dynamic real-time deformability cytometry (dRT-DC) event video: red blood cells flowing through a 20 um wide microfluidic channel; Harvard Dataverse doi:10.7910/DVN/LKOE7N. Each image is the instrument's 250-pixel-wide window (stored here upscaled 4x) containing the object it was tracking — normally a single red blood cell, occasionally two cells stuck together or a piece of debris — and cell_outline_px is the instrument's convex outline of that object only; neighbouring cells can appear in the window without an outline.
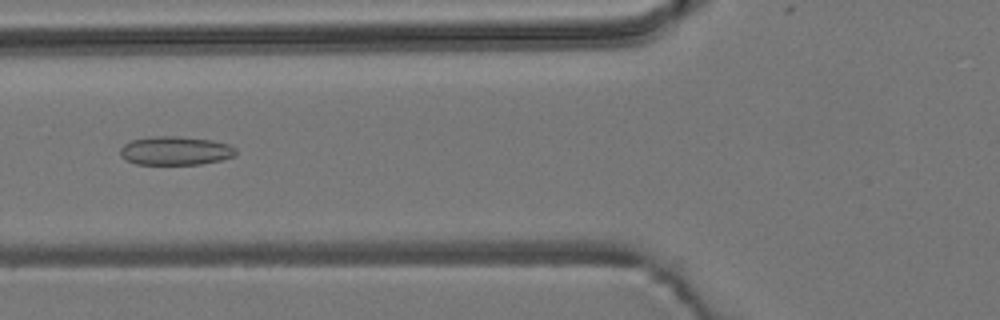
{"species": "common noctule bat (a hibernating species)", "species_latin": "Nyctalus noctula", "temperature_condition": "room temperature", "stored_images_in_passage": 54, "camera_frame_rate_fps": 3000, "um_per_image_px": 0.085, "animal": {"sex": "male", "body_mass_g": 19.2, "forearm_length_mm": 51.8}, "frame": {"image": 1, "passage_image": 21, "time_ms": 6.667, "image_size_px": [1000, 320], "cell_outline_px": [[236, 156], [220, 160], [200, 164], [136, 164], [120, 156], [120, 148], [124, 144], [132, 140], [152, 136], [176, 136], [212, 140], [228, 144], [236, 148]], "centroid_in_image_um": [14.92, 12.81], "position_along_channel_um": 110.9, "area_um2": 19.31}}
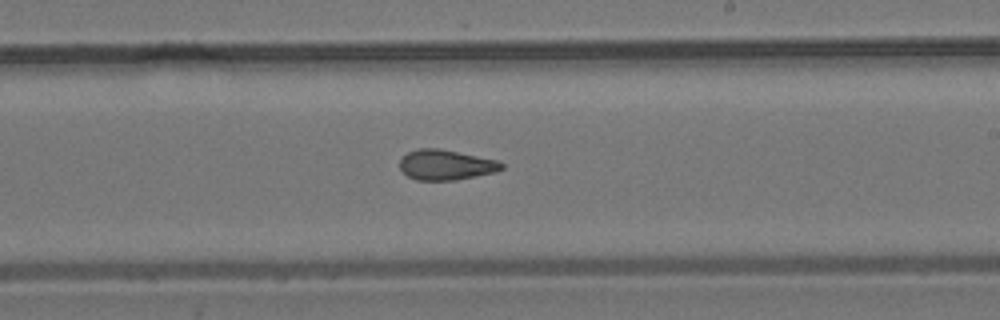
{"frame": {"image": 2, "passage_image": 32, "time_ms": 10.333, "image_size_px": [1000, 320], "cell_outline_px": [[504, 168], [496, 172], [456, 180], [416, 180], [408, 176], [400, 168], [400, 160], [408, 152], [416, 148], [440, 148], [500, 160], [504, 164]], "centroid_in_image_um": [37.94, 14.0], "position_along_channel_um": 251.1, "area_um2": 18.15}}
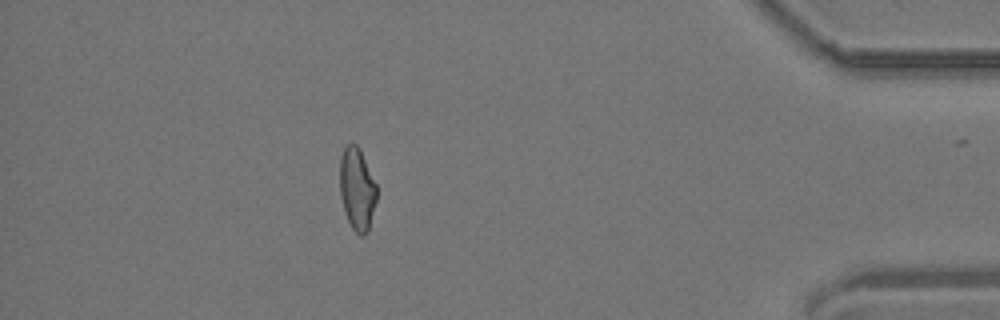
{"frame": {"image": 3, "passage_image": 48, "time_ms": 15.667, "image_size_px": [1000, 320], "cell_outline_px": [[376, 200], [368, 232], [364, 236], [360, 236], [352, 228], [344, 212], [340, 196], [340, 156], [344, 148], [348, 144], [356, 144], [360, 148], [376, 184]], "centroid_in_image_um": [30.34, 16.07], "position_along_channel_um": 404.9, "area_um2": 17.74}, "authors_computed_cell_mechanics": {"area_um2": 18.6694, "velocity_mm_per_s": 3.8143, "shape_relaxation_time_tau1_ms": null, "shape_relaxation_time_tau2_ms": 2.1395, "deformation_change_tau1": null, "deformation_change_tau2": 0.1021}}